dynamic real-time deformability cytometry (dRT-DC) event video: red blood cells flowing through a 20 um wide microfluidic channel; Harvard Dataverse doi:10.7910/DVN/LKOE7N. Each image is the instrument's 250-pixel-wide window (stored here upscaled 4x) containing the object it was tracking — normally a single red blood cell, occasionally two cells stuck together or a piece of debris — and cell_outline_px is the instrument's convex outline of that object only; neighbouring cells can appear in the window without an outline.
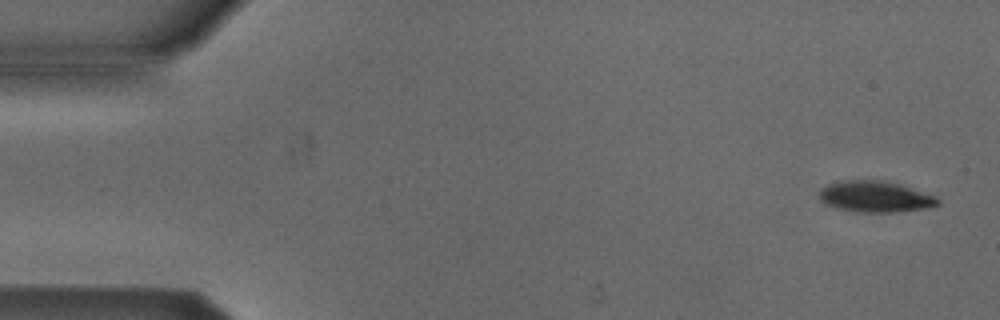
{"species": "Egyptian fruit bat (a non-hibernating species)", "species_latin": "Rousettus aegyptiacus", "temperature_condition": "cold", "stored_images_in_passage": 6, "camera_frame_rate_fps": 3000, "um_per_image_px": 0.085, "animal": {"sex": "male"}, "frame": {"image": 1, "passage_image": 1, "time_ms": 0.0, "image_size_px": [1000, 320], "cell_outline_px": [[940, 204], [932, 208], [896, 212], [856, 212], [836, 208], [824, 204], [820, 200], [820, 188], [828, 184], [840, 180], [884, 180], [900, 184], [936, 196], [940, 200]], "centroid_in_image_um": [74.41, 16.72], "position_along_channel_um": 10.6, "area_um2": 21.91}}
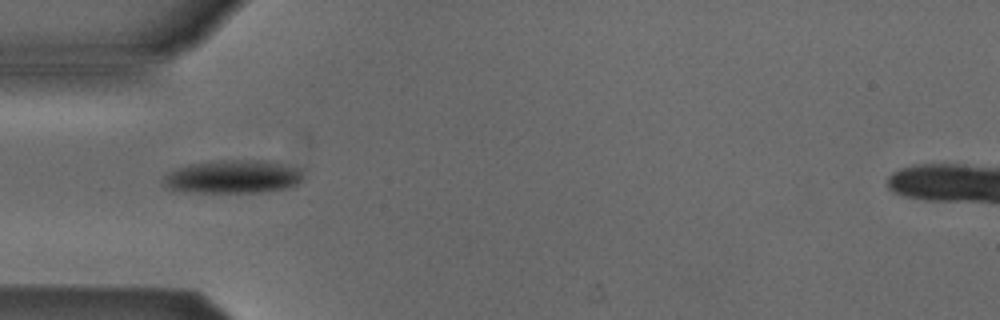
{"frame": {"image": 2, "passage_image": 5, "time_ms": 4.667, "image_size_px": [1000, 320], "cell_outline_px": [[304, 176], [296, 184], [288, 188], [260, 192], [172, 192], [160, 184], [160, 180], [168, 172], [188, 164], [220, 160], [268, 160], [300, 168], [304, 172]], "centroid_in_image_um": [19.74, 15.02], "position_along_channel_um": 65.3, "area_um2": 27.74}}
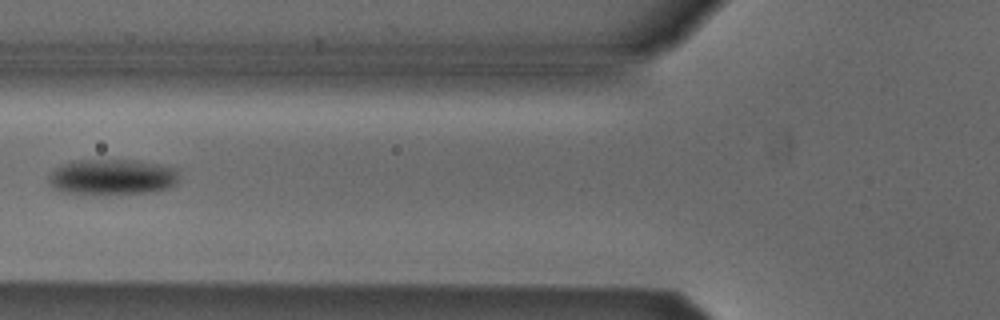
{"frame": {"image": 3, "passage_image": 6, "time_ms": 6.0, "image_size_px": [1000, 320], "cell_outline_px": [[176, 184], [168, 188], [148, 192], [60, 192], [52, 188], [48, 184], [48, 176], [56, 168], [64, 164], [76, 160], [136, 160], [160, 164], [176, 168]], "centroid_in_image_um": [9.51, 15.01], "position_along_channel_um": 116.3, "area_um2": 26.41}}